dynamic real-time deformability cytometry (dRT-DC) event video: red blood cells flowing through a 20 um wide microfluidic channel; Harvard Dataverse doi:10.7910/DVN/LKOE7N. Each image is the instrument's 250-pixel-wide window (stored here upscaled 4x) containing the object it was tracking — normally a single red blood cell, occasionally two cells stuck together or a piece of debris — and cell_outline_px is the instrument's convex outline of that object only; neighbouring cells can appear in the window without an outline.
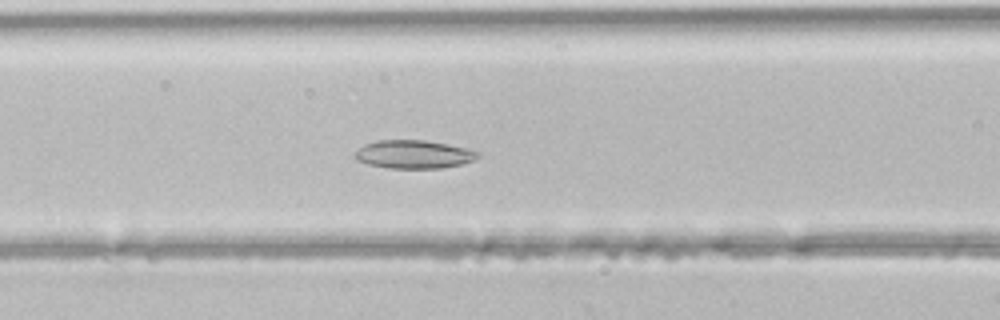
{"species": "common noctule bat (a hibernating species)", "species_latin": "Nyctalus noctula", "temperature_condition": "room temperature", "stored_images_in_passage": 28, "camera_frame_rate_fps": 3000, "um_per_image_px": 0.085, "animal": {"sex": "male", "body_mass_g": 21.5, "forearm_length_mm": 52.0}, "frame": {"image": 1, "passage_image": 7, "time_ms": 2.0, "image_size_px": [1000, 320], "cell_outline_px": [[480, 156], [472, 160], [460, 164], [440, 168], [388, 168], [368, 164], [356, 160], [356, 152], [364, 144], [380, 140], [424, 140], [448, 144], [468, 148], [480, 152]], "centroid_in_image_um": [35.19, 13.11], "position_along_channel_um": 131.4, "area_um2": 20.11}}
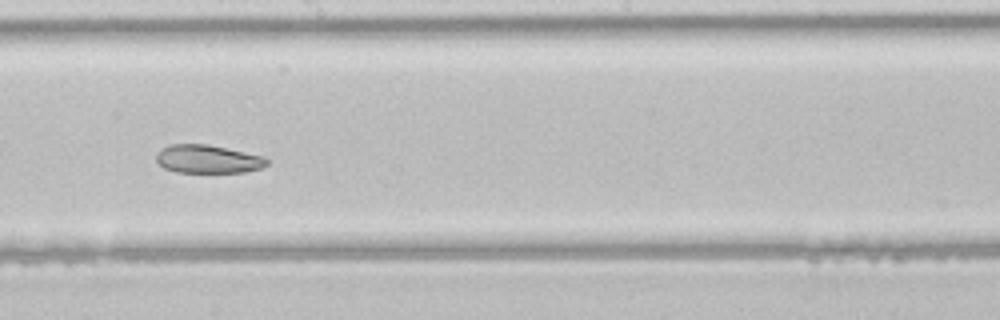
{"frame": {"image": 2, "passage_image": 14, "time_ms": 4.333, "image_size_px": [1000, 320], "cell_outline_px": [[268, 164], [260, 168], [244, 172], [176, 172], [164, 168], [156, 160], [156, 152], [168, 144], [208, 144], [264, 156], [268, 160]], "centroid_in_image_um": [17.64, 13.51], "position_along_channel_um": 230.6, "area_um2": 18.26}}
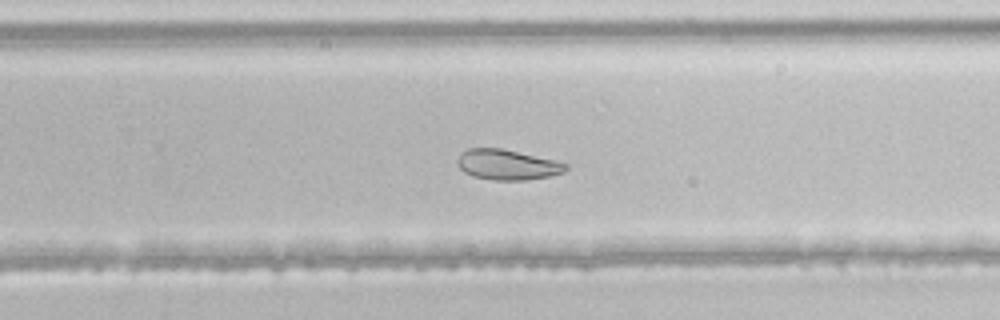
{"frame": {"image": 3, "passage_image": 18, "time_ms": 5.667, "image_size_px": [1000, 320], "cell_outline_px": [[568, 168], [564, 172], [548, 176], [524, 180], [496, 180], [472, 176], [464, 172], [456, 164], [456, 160], [468, 148], [500, 148], [552, 160], [568, 164]], "centroid_in_image_um": [43.09, 14.0], "position_along_channel_um": 286.7, "area_um2": 18.79}}